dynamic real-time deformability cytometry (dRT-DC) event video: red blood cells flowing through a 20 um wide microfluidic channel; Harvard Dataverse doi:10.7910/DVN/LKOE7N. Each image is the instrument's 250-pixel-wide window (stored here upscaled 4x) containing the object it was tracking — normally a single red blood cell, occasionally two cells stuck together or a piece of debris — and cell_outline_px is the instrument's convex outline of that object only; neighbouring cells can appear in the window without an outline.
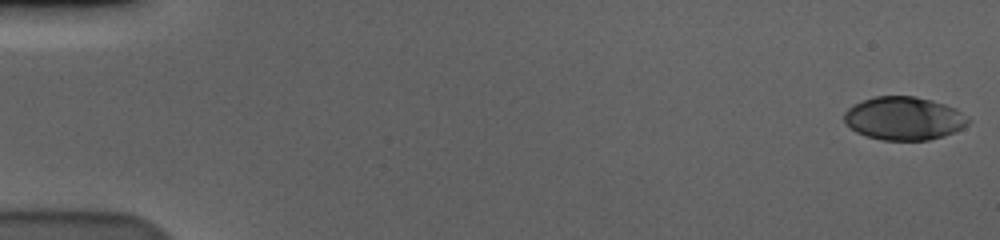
{"species": "human", "species_latin": "Homo sapiens", "temperature_condition": "cold", "stored_images_in_passage": 58, "camera_frame_rate_fps": 3000, "um_per_image_px": 0.085, "donor": {"sex": "male"}, "frame": {"image": 1, "passage_image": 1, "time_ms": 0.0, "image_size_px": [1000, 240], "cell_outline_px": [[968, 124], [964, 128], [944, 136], [928, 140], [884, 140], [868, 136], [856, 132], [844, 120], [844, 112], [848, 108], [864, 100], [876, 96], [916, 96], [932, 100], [956, 108], [968, 120]], "centroid_in_image_um": [76.85, 10.06], "position_along_channel_um": 8.2, "area_um2": 30.98}}
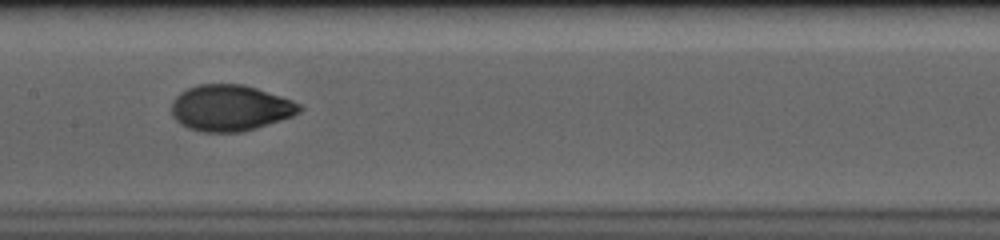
{"frame": {"image": 2, "passage_image": 30, "time_ms": 9.667, "image_size_px": [1000, 240], "cell_outline_px": [[304, 108], [300, 112], [292, 116], [244, 132], [204, 132], [188, 128], [180, 124], [172, 116], [172, 100], [180, 92], [196, 84], [244, 84], [292, 100], [300, 104]], "centroid_in_image_um": [19.56, 9.17], "position_along_channel_um": 187.8, "area_um2": 34.45}}
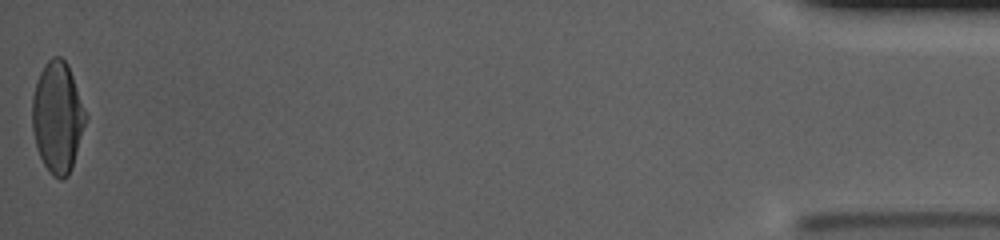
{"frame": {"image": 3, "passage_image": 58, "time_ms": 19.0, "image_size_px": [1000, 240], "cell_outline_px": [[88, 116], [72, 168], [68, 176], [64, 180], [60, 180], [52, 176], [44, 164], [36, 148], [32, 128], [32, 96], [36, 80], [44, 64], [52, 56], [60, 56], [68, 64]], "centroid_in_image_um": [4.89, 9.97], "position_along_channel_um": 430.3, "area_um2": 34.97}, "authors_computed_cell_mechanics": {"area_um2": 33.4662, "velocity_mm_per_s": 3.592, "shape_relaxation_time_tau1_ms": 3.9558, "shape_relaxation_time_tau2_ms": 1.0269, "deformation_change_tau1": 0.1788, "deformation_change_tau2": 0.0402}}